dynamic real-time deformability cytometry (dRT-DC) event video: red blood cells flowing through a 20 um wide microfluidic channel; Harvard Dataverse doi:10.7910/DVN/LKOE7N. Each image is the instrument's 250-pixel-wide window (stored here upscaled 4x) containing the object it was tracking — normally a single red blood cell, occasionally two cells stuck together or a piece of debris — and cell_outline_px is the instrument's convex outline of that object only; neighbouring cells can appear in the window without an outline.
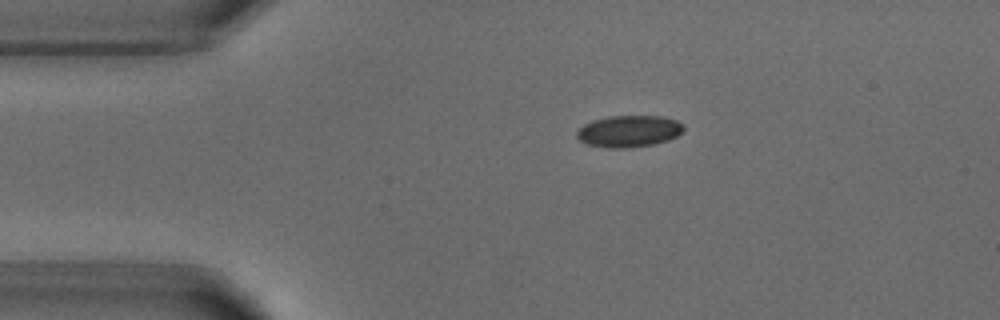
{"species": "common noctule bat (a hibernating species)", "species_latin": "Nyctalus noctula", "temperature_condition": "warm", "stored_images_in_passage": 2, "camera_frame_rate_fps": 3000, "um_per_image_px": 0.085, "animal": {"sex": "male", "body_mass_g": 18.8}, "frame": {"image": 1, "passage_image": 1, "time_ms": 0.0, "image_size_px": [1000, 320], "cell_outline_px": [[684, 132], [668, 140], [656, 144], [628, 148], [608, 148], [588, 144], [580, 140], [576, 136], [576, 132], [584, 124], [592, 120], [608, 116], [664, 116], [676, 120], [684, 124]], "centroid_in_image_um": [53.49, 11.15], "position_along_channel_um": 31.5, "area_um2": 19.94}}